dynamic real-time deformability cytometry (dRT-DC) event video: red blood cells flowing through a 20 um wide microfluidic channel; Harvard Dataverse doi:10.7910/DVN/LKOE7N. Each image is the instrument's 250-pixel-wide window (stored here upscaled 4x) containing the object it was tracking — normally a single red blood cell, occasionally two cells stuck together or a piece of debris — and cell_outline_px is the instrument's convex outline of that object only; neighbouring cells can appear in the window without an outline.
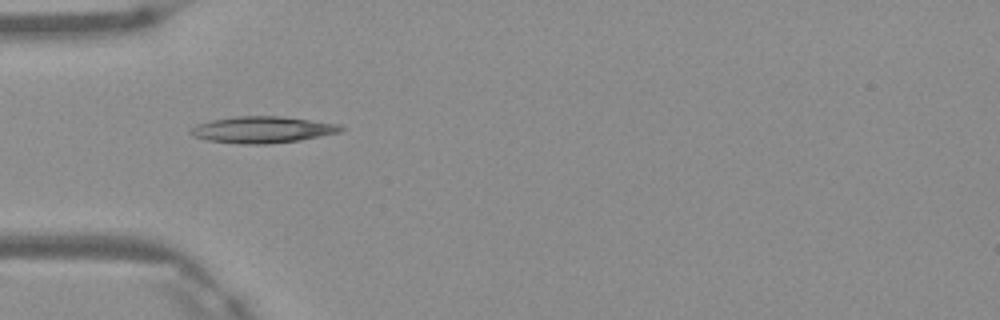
{"species": "Egyptian fruit bat (a non-hibernating species)", "species_latin": "Rousettus aegyptiacus", "temperature_condition": "warm", "stored_images_in_passage": 6, "camera_frame_rate_fps": 3000, "um_per_image_px": 0.085, "frame": {"image": 1, "passage_image": 5, "time_ms": 1.333, "image_size_px": [1000, 320], "cell_outline_px": [[344, 128], [340, 132], [300, 140], [264, 144], [244, 144], [208, 140], [192, 136], [188, 132], [196, 124], [212, 120], [236, 116], [280, 116], [340, 124]], "centroid_in_image_um": [22.29, 11.02], "position_along_channel_um": 62.7, "area_um2": 23.06}}
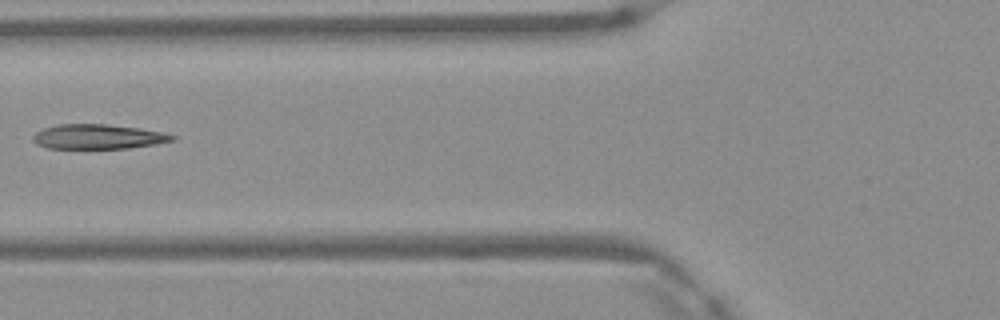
{"frame": {"image": 2, "passage_image": 6, "time_ms": 1.667, "image_size_px": [1000, 320], "cell_outline_px": [[176, 140], [156, 144], [128, 148], [48, 148], [36, 144], [32, 140], [32, 136], [36, 132], [44, 128], [60, 124], [108, 124], [140, 128], [160, 132], [176, 136]], "centroid_in_image_um": [8.33, 11.61], "position_along_channel_um": 117.5, "area_um2": 20.0}}